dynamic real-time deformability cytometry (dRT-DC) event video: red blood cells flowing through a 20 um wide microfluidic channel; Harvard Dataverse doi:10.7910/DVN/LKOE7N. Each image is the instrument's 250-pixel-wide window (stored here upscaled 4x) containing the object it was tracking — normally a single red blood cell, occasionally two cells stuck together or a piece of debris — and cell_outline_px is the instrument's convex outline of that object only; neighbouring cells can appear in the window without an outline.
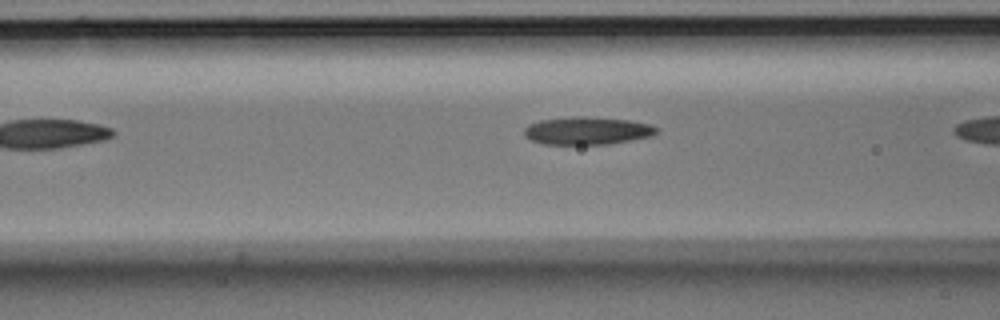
{"species": "Egyptian fruit bat (a non-hibernating species)", "species_latin": "Rousettus aegyptiacus", "temperature_condition": "room temperature", "stored_images_in_passage": 10, "camera_frame_rate_fps": 3000, "um_per_image_px": 0.085, "animal": {"sex": "male"}, "frame": {"image": 1, "passage_image": 5, "time_ms": 1.333, "image_size_px": [1000, 320], "cell_outline_px": [[660, 128], [652, 136], [608, 144], [544, 144], [532, 140], [524, 136], [524, 128], [528, 124], [540, 120], [572, 116], [584, 116], [632, 120], [652, 124]], "centroid_in_image_um": [49.93, 11.1], "position_along_channel_um": 116.7, "area_um2": 21.62}}